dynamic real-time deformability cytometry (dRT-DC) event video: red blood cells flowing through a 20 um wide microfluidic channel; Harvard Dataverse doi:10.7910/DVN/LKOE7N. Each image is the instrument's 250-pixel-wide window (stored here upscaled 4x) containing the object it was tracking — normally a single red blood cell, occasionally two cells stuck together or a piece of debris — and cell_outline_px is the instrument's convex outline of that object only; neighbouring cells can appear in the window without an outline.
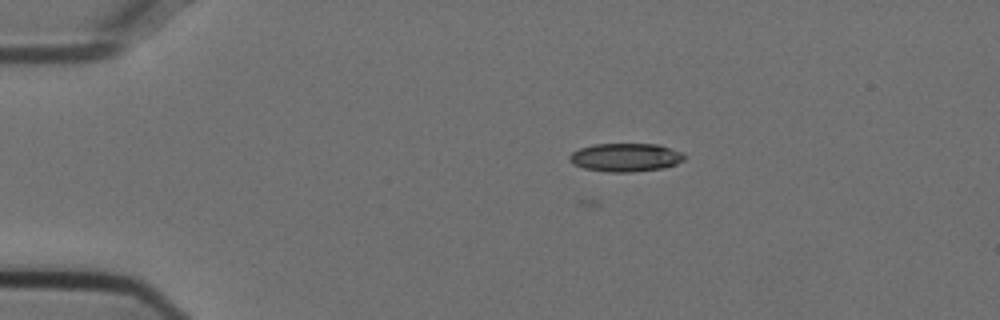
{"species": "Egyptian fruit bat (a non-hibernating species)", "species_latin": "Rousettus aegyptiacus", "temperature_condition": "cold", "stored_images_in_passage": 44, "camera_frame_rate_fps": 3000, "um_per_image_px": 0.085, "animal": {"sex": "female"}, "frame": {"image": 1, "passage_image": 1, "time_ms": 0.0, "image_size_px": [1000, 320], "cell_outline_px": [[684, 160], [676, 164], [664, 168], [632, 172], [608, 172], [584, 168], [572, 164], [568, 160], [568, 156], [572, 152], [580, 148], [596, 144], [660, 144], [684, 152]], "centroid_in_image_um": [53.19, 13.38], "position_along_channel_um": 31.8, "area_um2": 19.19}}
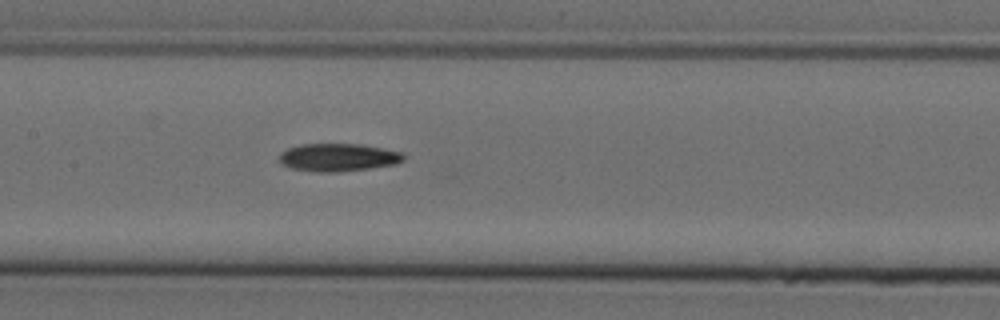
{"frame": {"image": 2, "passage_image": 17, "time_ms": 5.333, "image_size_px": [1000, 320], "cell_outline_px": [[404, 160], [396, 164], [368, 168], [336, 172], [320, 172], [292, 168], [284, 164], [280, 160], [280, 152], [288, 148], [300, 144], [360, 144], [384, 148], [404, 152]], "centroid_in_image_um": [28.78, 13.36], "position_along_channel_um": 178.6, "area_um2": 20.06}}
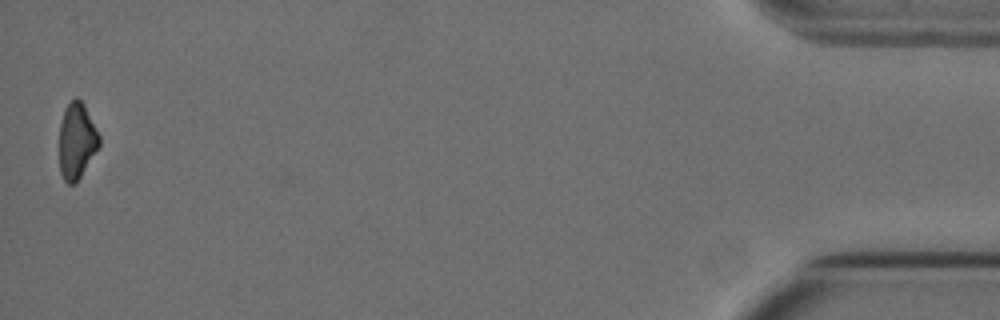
{"frame": {"image": 3, "passage_image": 44, "time_ms": 14.333, "image_size_px": [1000, 320], "cell_outline_px": [[100, 144], [76, 184], [68, 184], [64, 180], [60, 172], [60, 124], [64, 108], [76, 96], [84, 104], [100, 136]], "centroid_in_image_um": [6.52, 11.98], "position_along_channel_um": 428.7, "area_um2": 17.57}, "authors_computed_cell_mechanics": {"area_um2": 19.9988, "velocity_mm_per_s": 3.7559, "shape_relaxation_time_tau1_ms": 8.6903, "shape_relaxation_time_tau2_ms": 6.842, "deformation_change_tau1": 0.1907, "deformation_change_tau2": 0.1571}}